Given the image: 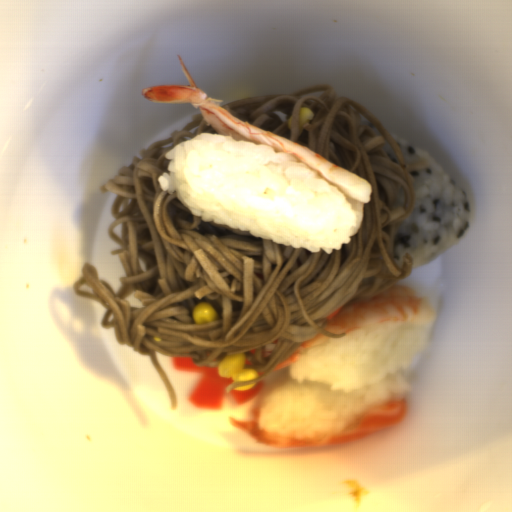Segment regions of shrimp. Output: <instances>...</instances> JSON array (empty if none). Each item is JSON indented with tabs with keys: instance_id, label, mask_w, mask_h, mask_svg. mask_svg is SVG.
Listing matches in <instances>:
<instances>
[{
	"instance_id": "shrimp-1",
	"label": "shrimp",
	"mask_w": 512,
	"mask_h": 512,
	"mask_svg": "<svg viewBox=\"0 0 512 512\" xmlns=\"http://www.w3.org/2000/svg\"><path fill=\"white\" fill-rule=\"evenodd\" d=\"M180 67L189 85H155L141 90L142 97L152 103L191 104L199 108L201 117L217 135L237 141L271 147L274 153H289L339 189L349 202L355 216L357 231L362 227L364 207L371 201L369 181L318 156L294 141L250 125L227 112L222 104L196 87L180 54Z\"/></svg>"
},
{
	"instance_id": "shrimp-2",
	"label": "shrimp",
	"mask_w": 512,
	"mask_h": 512,
	"mask_svg": "<svg viewBox=\"0 0 512 512\" xmlns=\"http://www.w3.org/2000/svg\"><path fill=\"white\" fill-rule=\"evenodd\" d=\"M438 313L430 299L408 284H394L377 296L357 298L323 319V328L332 334L349 335L365 327L394 321L429 325Z\"/></svg>"
},
{
	"instance_id": "shrimp-3",
	"label": "shrimp",
	"mask_w": 512,
	"mask_h": 512,
	"mask_svg": "<svg viewBox=\"0 0 512 512\" xmlns=\"http://www.w3.org/2000/svg\"><path fill=\"white\" fill-rule=\"evenodd\" d=\"M333 338H336V337H331V336H328L326 334H323V333H318L317 336L315 338H312L310 340H307L305 342H302L298 348L292 353L290 354L287 358H285L274 370L272 371H278V370H283L284 368H286L289 364H291L292 362H294L296 359H298L301 355H303L305 352H307L308 350H310L311 348L319 345V344H322L330 339H333ZM271 371V372H272Z\"/></svg>"
}]
</instances>
